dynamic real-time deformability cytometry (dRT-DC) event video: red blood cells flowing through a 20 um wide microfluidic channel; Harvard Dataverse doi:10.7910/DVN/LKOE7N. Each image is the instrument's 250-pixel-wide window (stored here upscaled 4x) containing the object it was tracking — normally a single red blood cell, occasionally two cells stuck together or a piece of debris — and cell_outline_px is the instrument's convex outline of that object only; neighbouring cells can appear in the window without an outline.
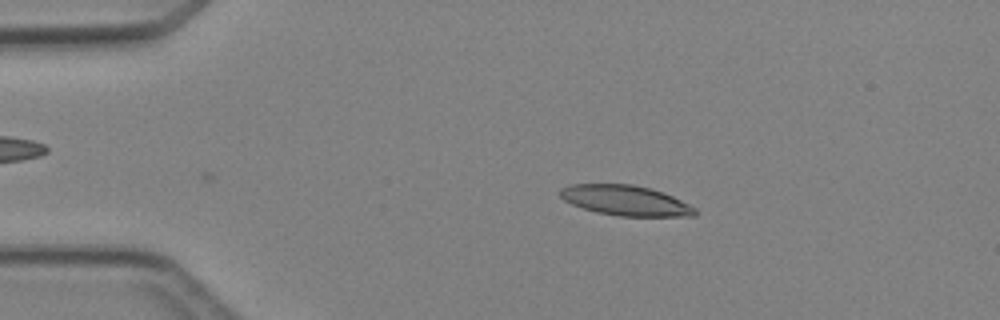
{"species": "Egyptian fruit bat (a non-hibernating species)", "species_latin": "Rousettus aegyptiacus", "temperature_condition": "cold", "stored_images_in_passage": 5, "camera_frame_rate_fps": 3000, "um_per_image_px": 0.085, "animal": {"sex": "female"}, "frame": {"image": 1, "passage_image": 5, "time_ms": 4.667, "image_size_px": [1000, 320], "cell_outline_px": [[696, 216], [616, 216], [596, 212], [572, 204], [564, 200], [560, 196], [560, 188], [572, 184], [632, 184], [652, 188], [664, 192], [696, 208]], "centroid_in_image_um": [53.17, 17.03], "position_along_channel_um": 31.8, "area_um2": 23.76}}